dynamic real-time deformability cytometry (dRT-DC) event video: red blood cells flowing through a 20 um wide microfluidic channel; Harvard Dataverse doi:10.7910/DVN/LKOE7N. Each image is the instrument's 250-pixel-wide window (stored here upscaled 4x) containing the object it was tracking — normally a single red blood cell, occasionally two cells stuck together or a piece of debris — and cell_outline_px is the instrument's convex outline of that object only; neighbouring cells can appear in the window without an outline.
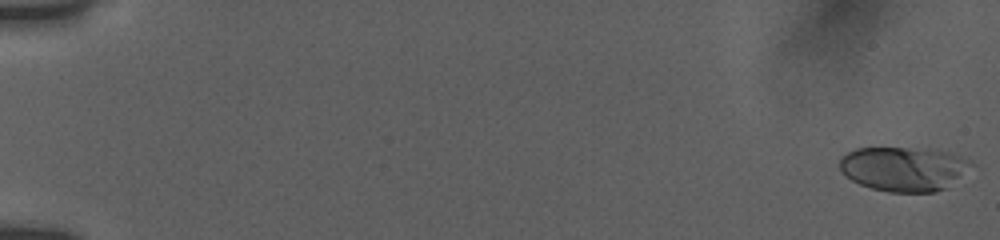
{"species": "human", "species_latin": "Homo sapiens", "temperature_condition": "room temperature", "stored_images_in_passage": 9, "camera_frame_rate_fps": 3000, "um_per_image_px": 0.085, "donor": {"sex": "female"}, "frame": {"image": 1, "passage_image": 1, "time_ms": 0.0, "image_size_px": [1000, 240], "cell_outline_px": [[976, 164], [944, 188], [936, 192], [888, 192], [872, 188], [860, 184], [852, 180], [840, 168], [840, 160], [848, 152], [856, 148], [928, 148], [952, 152], [972, 160]], "centroid_in_image_um": [76.88, 14.33], "position_along_channel_um": 8.1, "area_um2": 34.04}}